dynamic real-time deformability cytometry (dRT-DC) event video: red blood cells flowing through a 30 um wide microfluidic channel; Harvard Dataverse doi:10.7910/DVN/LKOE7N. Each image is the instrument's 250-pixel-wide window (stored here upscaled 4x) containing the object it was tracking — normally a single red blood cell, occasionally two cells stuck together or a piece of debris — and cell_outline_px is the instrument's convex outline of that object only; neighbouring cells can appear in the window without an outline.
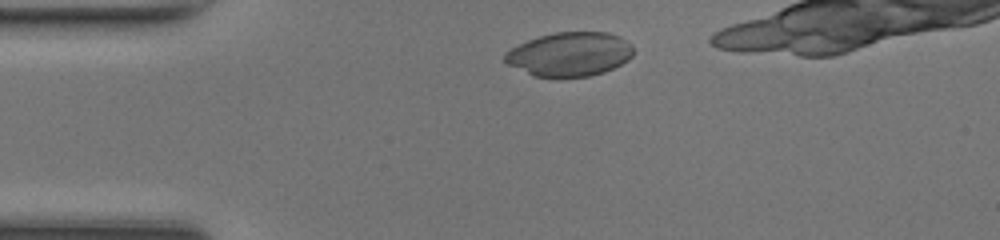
{"species": "common noctule bat (a hibernating species)", "species_latin": "Nyctalus noctula", "temperature_condition": "room temperature", "stored_images_in_passage": 8, "camera_frame_rate_fps": 3000, "um_per_image_px": 0.085, "animal": {"sex": "female", "body_mass_g": 17.0, "forearm_length_mm": 48.0}, "frame": {"image": 1, "passage_image": 4, "time_ms": 1.0, "image_size_px": [1000, 240], "cell_outline_px": [[632, 56], [628, 60], [604, 72], [588, 76], [560, 80], [556, 80], [532, 76], [508, 64], [504, 60], [504, 52], [528, 40], [540, 36], [556, 32], [608, 32], [620, 36], [632, 44]], "centroid_in_image_um": [48.4, 4.64], "position_along_channel_um": 36.6, "area_um2": 33.58}}